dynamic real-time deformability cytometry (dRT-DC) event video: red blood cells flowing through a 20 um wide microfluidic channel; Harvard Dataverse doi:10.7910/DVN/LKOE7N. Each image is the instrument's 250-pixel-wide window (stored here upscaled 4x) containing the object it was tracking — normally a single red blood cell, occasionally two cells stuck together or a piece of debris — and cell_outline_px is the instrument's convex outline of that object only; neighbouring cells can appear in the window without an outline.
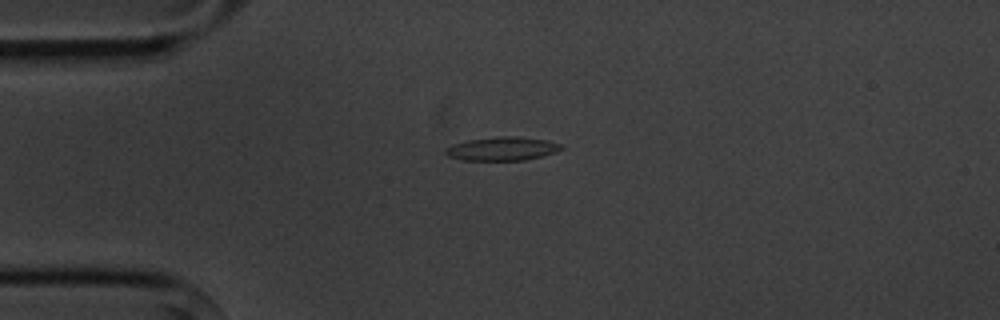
{"species": "common noctule bat (a hibernating species)", "species_latin": "Nyctalus noctula", "temperature_condition": "cold", "stored_images_in_passage": 12, "camera_frame_rate_fps": 3000, "um_per_image_px": 0.085, "animal": {"sex": "male", "body_mass_g": 20.1, "forearm_length_mm": 53.5}, "frame": {"image": 1, "passage_image": 1, "time_ms": 0.0, "image_size_px": [1000, 320], "cell_outline_px": [[564, 148], [556, 152], [524, 160], [464, 160], [448, 156], [444, 152], [444, 148], [452, 144], [468, 140], [496, 136], [516, 136], [544, 140], [564, 144]], "centroid_in_image_um": [42.67, 12.63], "position_along_channel_um": 42.3, "area_um2": 15.95}}
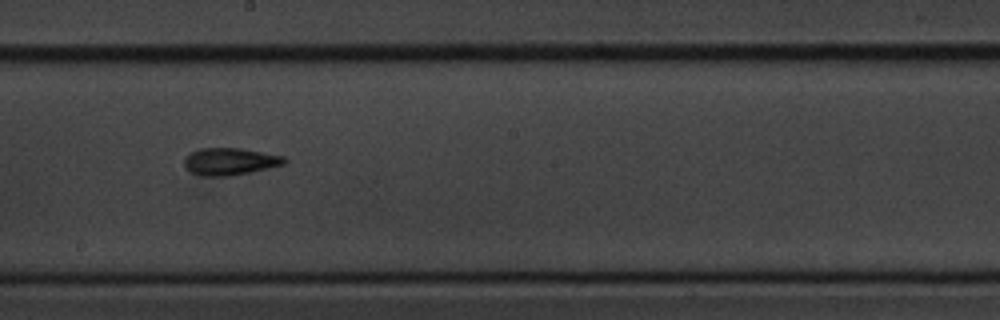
{"frame": {"image": 2, "passage_image": 6, "time_ms": 5.667, "image_size_px": [1000, 320], "cell_outline_px": [[288, 160], [284, 164], [268, 168], [228, 176], [204, 176], [192, 172], [184, 164], [184, 160], [192, 152], [200, 148], [240, 148], [284, 156]], "centroid_in_image_um": [19.57, 13.72], "position_along_channel_um": 228.6, "area_um2": 15.55}}
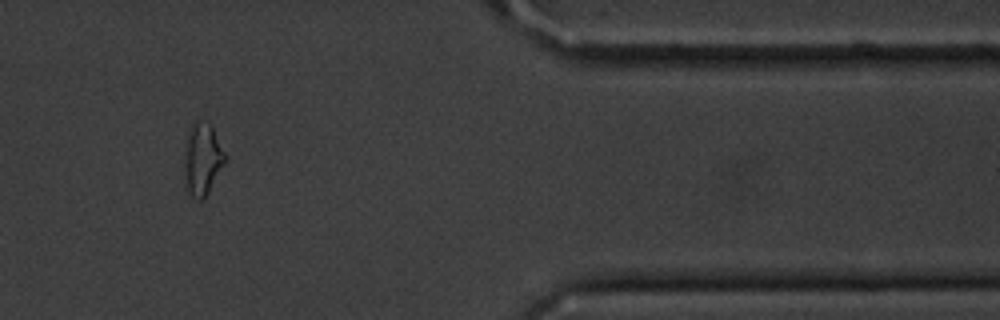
{"frame": {"image": 3, "passage_image": 10, "time_ms": 11.0, "image_size_px": [1000, 320], "cell_outline_px": [[228, 160], [204, 200], [196, 200], [184, 188], [184, 164], [188, 136], [192, 124], [200, 116], [212, 124], [228, 156]], "centroid_in_image_um": [17.25, 13.52], "position_along_channel_um": 394.1, "area_um2": 17.98}, "authors_computed_cell_mechanics": {"area_um2": 15.4615, "velocity_mm_per_s": 3.6292, "shape_relaxation_time_tau1_ms": 3.458, "shape_relaxation_time_tau2_ms": 3.1325, "deformation_change_tau1": 0.1105, "deformation_change_tau2": 0.1158}}